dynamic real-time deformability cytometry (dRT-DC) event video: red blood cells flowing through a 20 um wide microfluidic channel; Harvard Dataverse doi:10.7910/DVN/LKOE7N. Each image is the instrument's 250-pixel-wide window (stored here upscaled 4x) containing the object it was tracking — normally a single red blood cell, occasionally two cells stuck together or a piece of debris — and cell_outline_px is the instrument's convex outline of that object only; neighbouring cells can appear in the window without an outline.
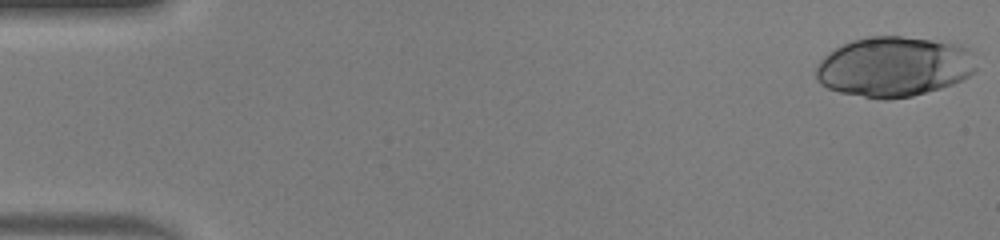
{"species": "human", "species_latin": "Homo sapiens", "temperature_condition": "warm", "stored_images_in_passage": 48, "camera_frame_rate_fps": 3000, "um_per_image_px": 0.085, "donor": {"sex": "male"}, "frame": {"image": 1, "passage_image": 1, "time_ms": 0.0, "image_size_px": [1000, 240], "cell_outline_px": [[976, 72], [952, 84], [940, 88], [912, 96], [888, 100], [884, 100], [840, 92], [828, 88], [820, 84], [816, 80], [816, 64], [828, 52], [852, 40], [868, 36], [900, 36], [932, 40], [960, 44], [968, 48], [972, 52], [976, 68]], "centroid_in_image_um": [75.98, 5.66], "position_along_channel_um": 9.0, "area_um2": 56.3}}
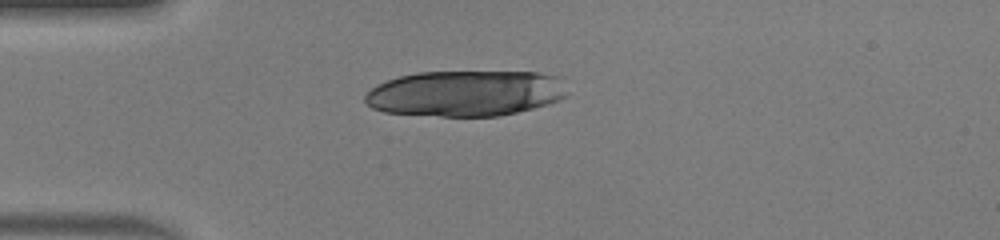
{"frame": {"image": 2, "passage_image": 13, "time_ms": 4.0, "image_size_px": [1000, 240], "cell_outline_px": [[568, 96], [560, 100], [548, 104], [500, 116], [440, 116], [384, 112], [372, 108], [364, 100], [364, 96], [376, 84], [400, 76], [416, 72], [536, 72], [560, 76], [568, 92]], "centroid_in_image_um": [39.6, 7.93], "position_along_channel_um": 45.4, "area_um2": 54.27}}